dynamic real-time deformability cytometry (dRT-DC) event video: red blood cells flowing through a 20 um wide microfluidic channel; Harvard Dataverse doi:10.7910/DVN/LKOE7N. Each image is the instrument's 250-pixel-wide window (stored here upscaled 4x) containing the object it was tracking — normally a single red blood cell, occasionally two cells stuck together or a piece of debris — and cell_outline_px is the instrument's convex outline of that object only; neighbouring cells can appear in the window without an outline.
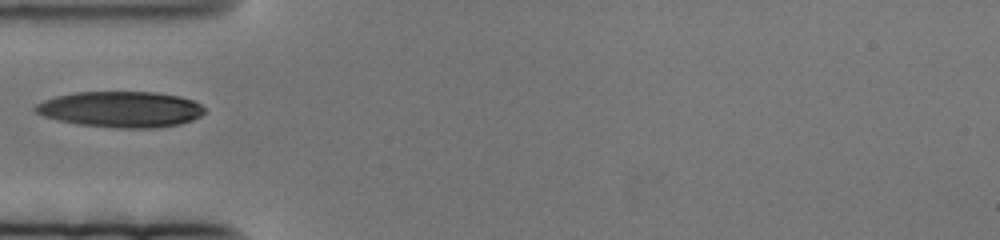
{"species": "human", "species_latin": "Homo sapiens", "temperature_condition": "cold", "stored_images_in_passage": 33, "camera_frame_rate_fps": 3000, "um_per_image_px": 0.085, "donor": {"sex": "female"}, "frame": {"image": 1, "passage_image": 1, "time_ms": 0.0, "image_size_px": [1000, 240], "cell_outline_px": [[204, 112], [200, 116], [192, 120], [180, 124], [156, 128], [116, 128], [76, 124], [44, 116], [36, 112], [32, 108], [36, 104], [44, 100], [56, 96], [76, 92], [156, 92], [180, 96], [192, 100], [200, 104], [204, 108]], "centroid_in_image_um": [10.27, 9.29], "position_along_channel_um": 74.7, "area_um2": 35.49}}
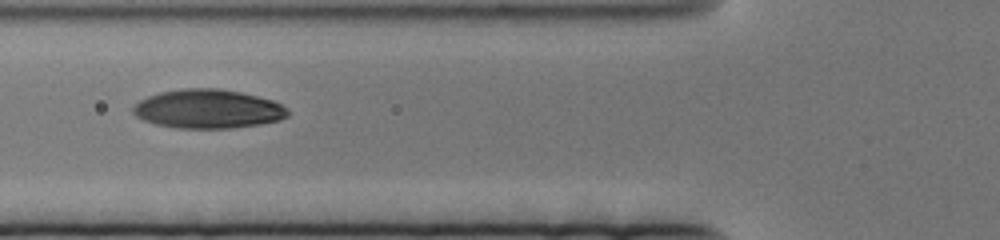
{"frame": {"image": 2, "passage_image": 5, "time_ms": 1.333, "image_size_px": [1000, 240], "cell_outline_px": [[288, 116], [280, 120], [260, 124], [228, 128], [176, 128], [156, 124], [144, 120], [136, 116], [132, 112], [132, 108], [140, 100], [148, 96], [160, 92], [184, 88], [220, 88], [240, 92], [272, 100], [288, 108]], "centroid_in_image_um": [17.67, 9.26], "position_along_channel_um": 108.1, "area_um2": 35.03}}
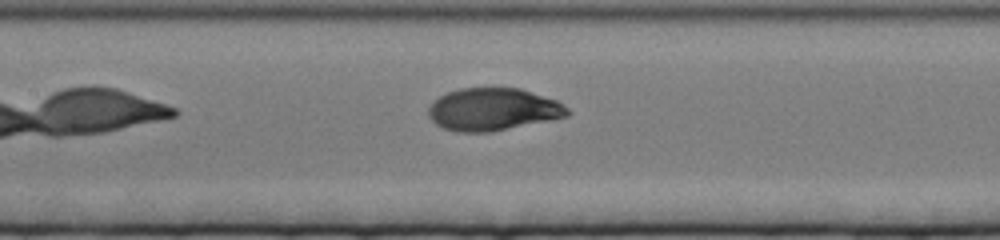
{"frame": {"image": 3, "passage_image": 12, "time_ms": 3.667, "image_size_px": [1000, 240], "cell_outline_px": [[572, 112], [568, 116], [552, 120], [492, 132], [456, 132], [444, 128], [436, 124], [428, 116], [428, 108], [440, 96], [448, 92], [460, 88], [520, 88], [556, 100], [568, 108]], "centroid_in_image_um": [41.93, 9.31], "position_along_channel_um": 165.5, "area_um2": 34.51}}